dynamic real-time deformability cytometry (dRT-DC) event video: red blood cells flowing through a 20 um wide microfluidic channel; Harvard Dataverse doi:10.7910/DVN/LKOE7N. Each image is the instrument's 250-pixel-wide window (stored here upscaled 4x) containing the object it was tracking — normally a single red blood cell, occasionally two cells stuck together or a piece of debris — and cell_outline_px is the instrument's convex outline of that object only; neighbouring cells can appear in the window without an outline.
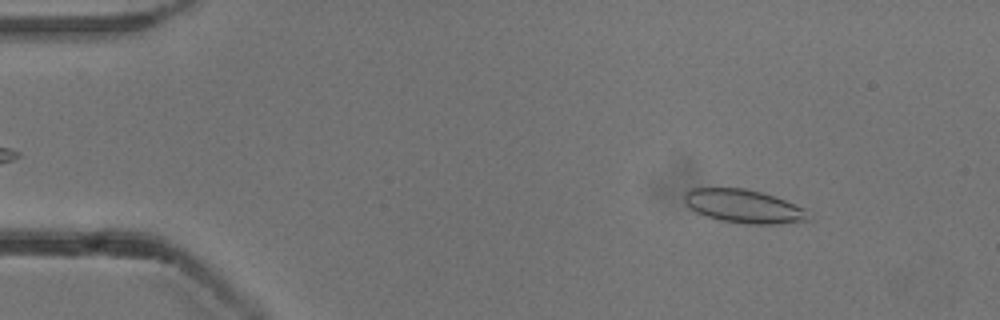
{"species": "common noctule bat (a hibernating species)", "species_latin": "Nyctalus noctula", "temperature_condition": "cold", "stored_images_in_passage": 52, "camera_frame_rate_fps": 3000, "um_per_image_px": 0.085, "animal": {"sex": "male", "body_mass_g": 13.3}, "frame": {"image": 1, "passage_image": 6, "time_ms": 1.667, "image_size_px": [1000, 320], "cell_outline_px": [[812, 220], [776, 224], [748, 224], [720, 220], [704, 216], [696, 212], [684, 200], [684, 192], [692, 188], [744, 188], [776, 196], [804, 208]], "centroid_in_image_um": [63.23, 17.53], "position_along_channel_um": 21.8, "area_um2": 24.16}}
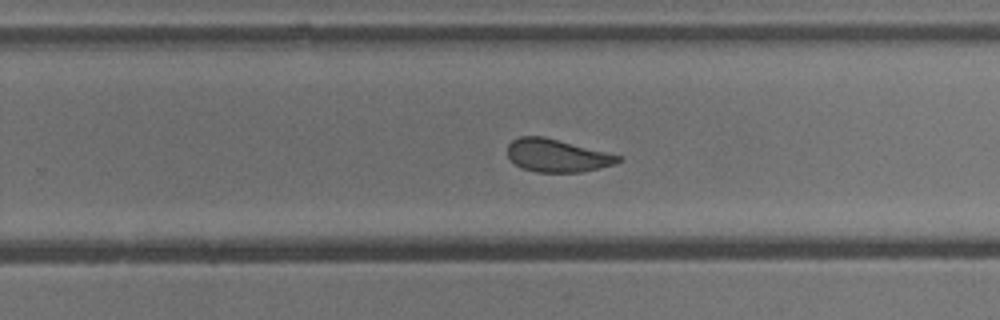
{"frame": {"image": 2, "passage_image": 33, "time_ms": 10.667, "image_size_px": [1000, 320], "cell_outline_px": [[624, 160], [616, 164], [600, 168], [580, 172], [536, 172], [520, 168], [508, 156], [508, 144], [512, 140], [520, 136], [544, 136], [620, 156]], "centroid_in_image_um": [47.34, 13.23], "position_along_channel_um": 282.5, "area_um2": 21.1}}
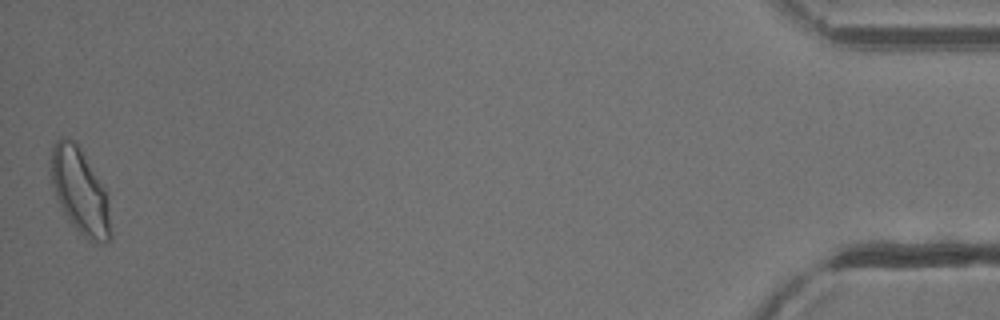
{"frame": {"image": 3, "passage_image": 52, "time_ms": 17.0, "image_size_px": [1000, 320], "cell_outline_px": [[112, 240], [104, 244], [96, 244], [88, 240], [68, 220], [56, 196], [52, 184], [48, 168], [52, 148], [56, 140], [60, 136], [68, 136], [80, 148], [108, 192], [112, 232]], "centroid_in_image_um": [6.82, 16.27], "position_along_channel_um": 428.4, "area_um2": 30.52}, "authors_computed_cell_mechanics": {"area_um2": 23.3512, "velocity_mm_per_s": 3.8315, "shape_relaxation_time_tau1_ms": 4.3637, "shape_relaxation_time_tau2_ms": 1.3884, "deformation_change_tau1": 0.109, "deformation_change_tau2": 0.0649}}